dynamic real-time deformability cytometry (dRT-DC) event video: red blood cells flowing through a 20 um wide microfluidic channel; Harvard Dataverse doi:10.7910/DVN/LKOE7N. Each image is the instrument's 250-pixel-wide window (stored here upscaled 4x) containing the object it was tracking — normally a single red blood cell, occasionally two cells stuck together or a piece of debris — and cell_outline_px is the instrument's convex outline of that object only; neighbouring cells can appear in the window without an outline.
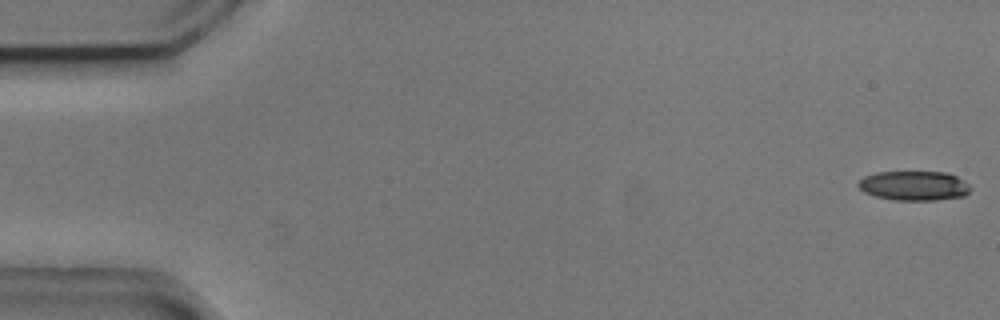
{"species": "common noctule bat (a hibernating species)", "species_latin": "Nyctalus noctula", "temperature_condition": "cold", "stored_images_in_passage": 54, "camera_frame_rate_fps": 3000, "um_per_image_px": 0.085, "animal": {"sex": "male", "body_mass_g": 20.5, "forearm_length_mm": 52.5}, "frame": {"image": 1, "passage_image": 1, "time_ms": 0.0, "image_size_px": [1000, 320], "cell_outline_px": [[972, 188], [964, 196], [936, 200], [896, 200], [876, 196], [864, 192], [856, 184], [864, 176], [876, 172], [944, 172], [956, 176], [968, 184]], "centroid_in_image_um": [77.68, 15.78], "position_along_channel_um": 7.3, "area_um2": 19.19}}
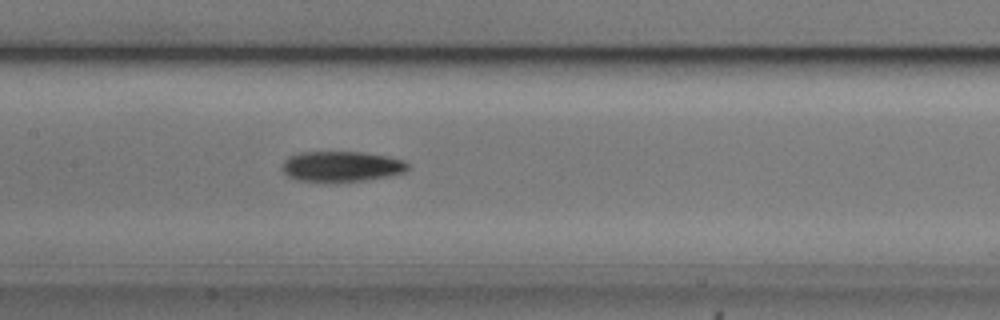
{"frame": {"image": 2, "passage_image": 26, "time_ms": 8.333, "image_size_px": [1000, 320], "cell_outline_px": [[412, 164], [404, 172], [388, 176], [364, 180], [328, 184], [296, 180], [288, 176], [280, 168], [280, 164], [288, 156], [300, 152], [364, 152], [388, 156], [404, 160]], "centroid_in_image_um": [28.98, 14.17], "position_along_channel_um": 178.4, "area_um2": 23.12}}
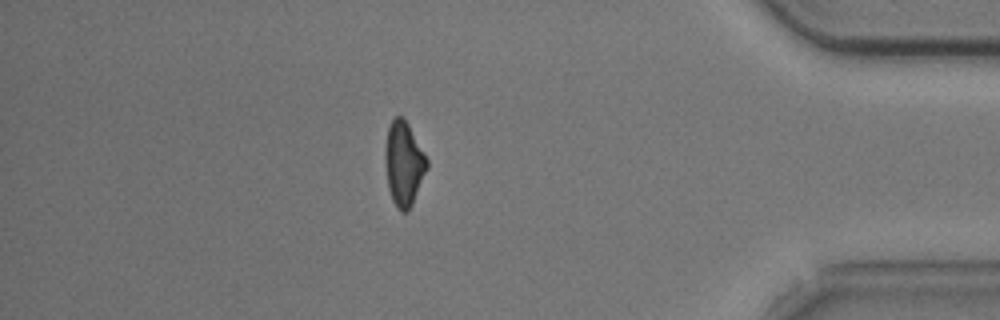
{"frame": {"image": 3, "passage_image": 47, "time_ms": 15.333, "image_size_px": [1000, 320], "cell_outline_px": [[428, 168], [412, 204], [408, 212], [400, 212], [396, 208], [392, 200], [388, 188], [384, 156], [384, 148], [388, 128], [392, 120], [396, 116], [400, 116], [408, 124], [428, 160]], "centroid_in_image_um": [34.31, 13.95], "position_along_channel_um": 400.9, "area_um2": 20.52}, "authors_computed_cell_mechanics": {"area_um2": 21.1259, "velocity_mm_per_s": 3.7274, "shape_relaxation_time_tau1_ms": 4.2896, "shape_relaxation_time_tau2_ms": 11.3098, "deformation_change_tau1": 0.1796, "deformation_change_tau2": 0.2384}}